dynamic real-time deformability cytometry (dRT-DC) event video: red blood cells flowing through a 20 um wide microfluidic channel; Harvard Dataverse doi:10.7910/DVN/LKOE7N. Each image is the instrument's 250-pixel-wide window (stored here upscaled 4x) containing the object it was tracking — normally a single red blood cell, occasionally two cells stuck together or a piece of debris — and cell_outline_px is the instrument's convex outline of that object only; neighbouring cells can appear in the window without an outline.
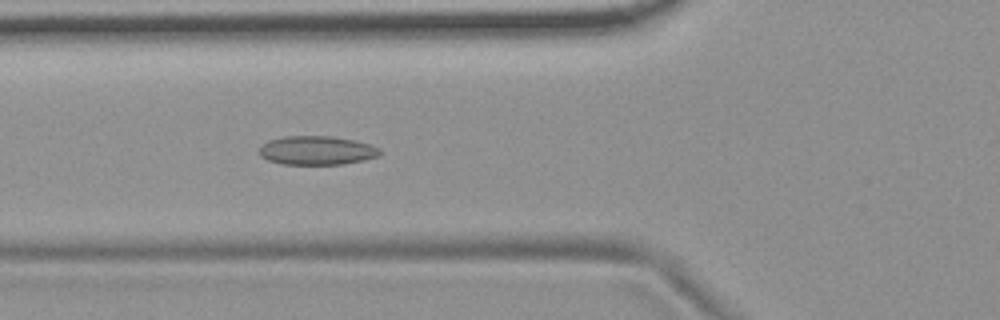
{"species": "common noctule bat (a hibernating species)", "species_latin": "Nyctalus noctula", "temperature_condition": "room temperature", "stored_images_in_passage": 4, "camera_frame_rate_fps": 3000, "um_per_image_px": 0.085, "animal": {"sex": "female", "body_mass_g": 19.9}, "frame": {"image": 1, "passage_image": 4, "time_ms": 3.333, "image_size_px": [1000, 320], "cell_outline_px": [[380, 152], [376, 156], [364, 160], [344, 164], [280, 164], [268, 160], [260, 156], [260, 148], [268, 140], [284, 136], [332, 136], [356, 140], [380, 148]], "centroid_in_image_um": [26.91, 12.78], "position_along_channel_um": 98.9, "area_um2": 20.23}}